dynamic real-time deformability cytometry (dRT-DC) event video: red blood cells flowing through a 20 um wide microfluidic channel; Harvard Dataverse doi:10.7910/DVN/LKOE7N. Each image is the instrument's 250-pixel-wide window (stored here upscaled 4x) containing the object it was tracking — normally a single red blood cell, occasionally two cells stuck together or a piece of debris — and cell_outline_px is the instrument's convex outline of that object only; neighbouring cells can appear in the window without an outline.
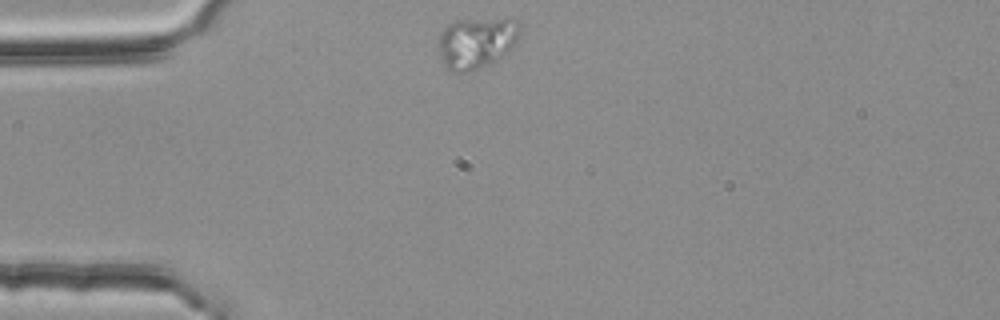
{"species": "common noctule bat (a hibernating species)", "species_latin": "Nyctalus noctula", "temperature_condition": "room temperature", "stored_images_in_passage": 2, "camera_frame_rate_fps": 3000, "um_per_image_px": 0.085, "animal": {"sex": "female", "body_mass_g": 25.1}, "frame": {"image": 1, "passage_image": 1, "time_ms": 0.0, "image_size_px": [1000, 320], "cell_outline_px": [[520, 32], [516, 44], [508, 52], [488, 64], [468, 72], [452, 72], [444, 68], [436, 44], [440, 32], [448, 24], [456, 20], [504, 16], [520, 24]], "centroid_in_image_um": [40.47, 3.59], "position_along_channel_um": 44.5, "area_um2": 25.14}}
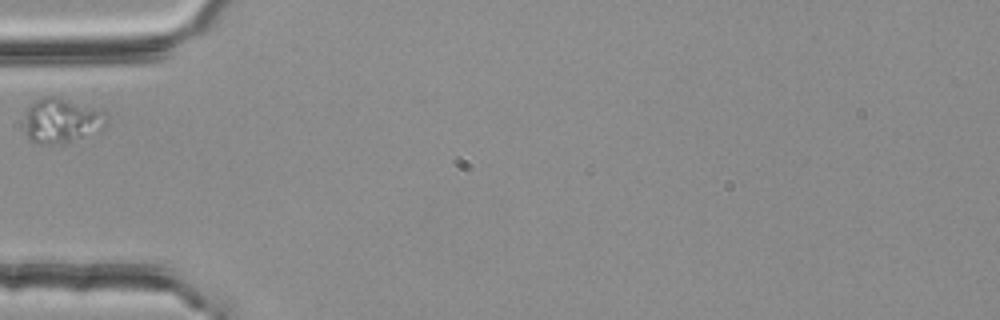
{"frame": {"image": 2, "passage_image": 2, "time_ms": 0.333, "image_size_px": [1000, 320], "cell_outline_px": [[108, 120], [104, 124], [80, 136], [56, 144], [40, 144], [28, 140], [24, 132], [24, 112], [28, 104], [44, 96], [56, 96], [104, 112], [108, 116]], "centroid_in_image_um": [5.06, 10.22], "position_along_channel_um": 79.9, "area_um2": 20.87}}